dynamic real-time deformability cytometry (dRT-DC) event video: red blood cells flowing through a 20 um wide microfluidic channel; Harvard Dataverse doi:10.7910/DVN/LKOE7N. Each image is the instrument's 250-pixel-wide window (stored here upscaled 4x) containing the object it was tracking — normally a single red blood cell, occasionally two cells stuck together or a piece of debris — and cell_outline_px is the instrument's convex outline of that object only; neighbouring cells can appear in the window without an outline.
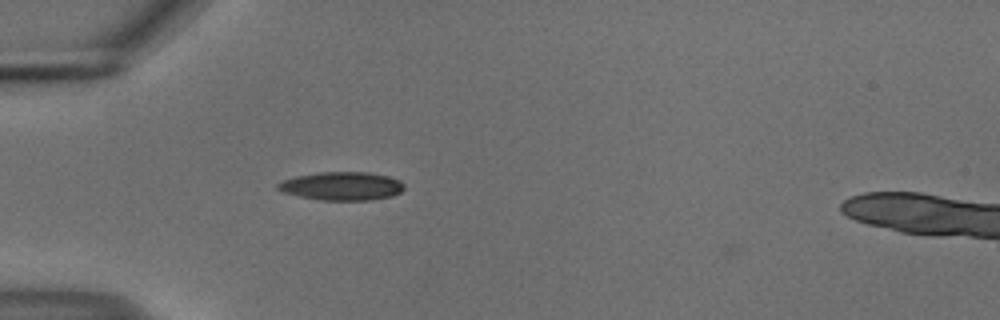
{"species": "common noctule bat (a hibernating species)", "species_latin": "Nyctalus noctula", "temperature_condition": "cold", "stored_images_in_passage": 28, "camera_frame_rate_fps": 3000, "um_per_image_px": 0.085, "animal": {"sex": "male", "body_mass_g": 18.8}, "frame": {"image": 1, "passage_image": 2, "time_ms": 0.333, "image_size_px": [1000, 320], "cell_outline_px": [[404, 188], [400, 192], [392, 196], [372, 200], [320, 200], [300, 196], [284, 192], [276, 188], [276, 184], [284, 180], [296, 176], [316, 172], [368, 172], [388, 176], [400, 180], [404, 184]], "centroid_in_image_um": [29.07, 15.81], "position_along_channel_um": 55.9, "area_um2": 20.92}}
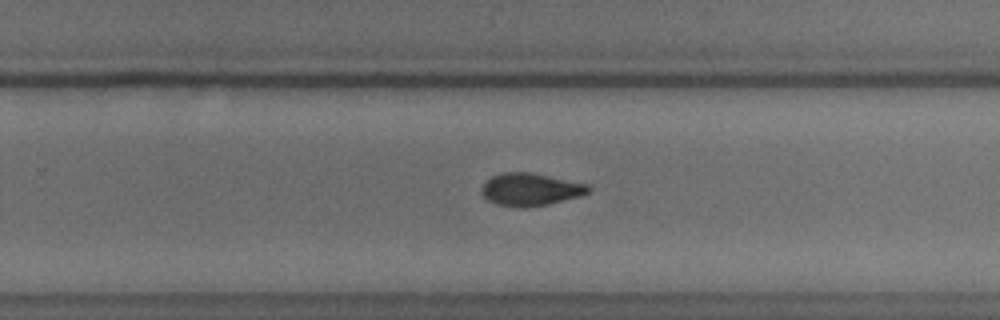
{"frame": {"image": 2, "passage_image": 21, "time_ms": 6.667, "image_size_px": [1000, 320], "cell_outline_px": [[592, 188], [588, 192], [580, 196], [548, 204], [524, 208], [516, 208], [496, 204], [488, 200], [480, 192], [480, 188], [492, 176], [504, 172], [532, 172], [588, 184]], "centroid_in_image_um": [45.08, 16.11], "position_along_channel_um": 284.7, "area_um2": 20.4}}
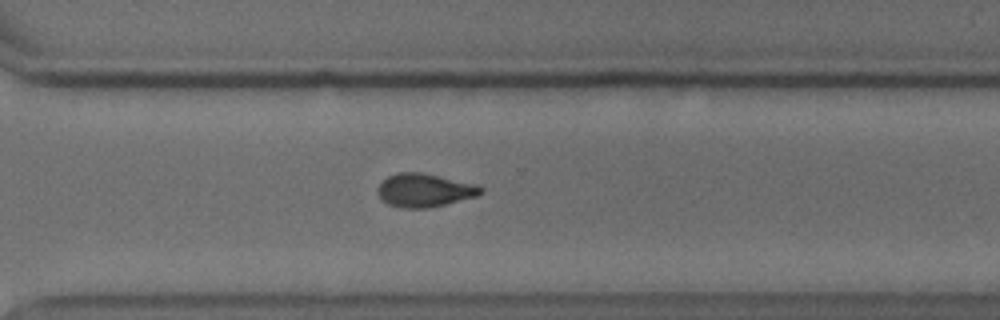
{"frame": {"image": 3, "passage_image": 25, "time_ms": 8.0, "image_size_px": [1000, 320], "cell_outline_px": [[484, 192], [476, 196], [428, 208], [400, 208], [388, 204], [376, 192], [376, 188], [388, 176], [396, 172], [424, 172], [476, 184], [484, 188]], "centroid_in_image_um": [36.08, 16.16], "position_along_channel_um": 334.5, "area_um2": 20.11}, "authors_computed_cell_mechanics": {"area_um2": 20.7791, "velocity_mm_per_s": 3.7405, "shape_relaxation_time_tau1_ms": 4.8282, "shape_relaxation_time_tau2_ms": 3.3586, "deformation_change_tau1": 0.1389, "deformation_change_tau2": 0.0898}}